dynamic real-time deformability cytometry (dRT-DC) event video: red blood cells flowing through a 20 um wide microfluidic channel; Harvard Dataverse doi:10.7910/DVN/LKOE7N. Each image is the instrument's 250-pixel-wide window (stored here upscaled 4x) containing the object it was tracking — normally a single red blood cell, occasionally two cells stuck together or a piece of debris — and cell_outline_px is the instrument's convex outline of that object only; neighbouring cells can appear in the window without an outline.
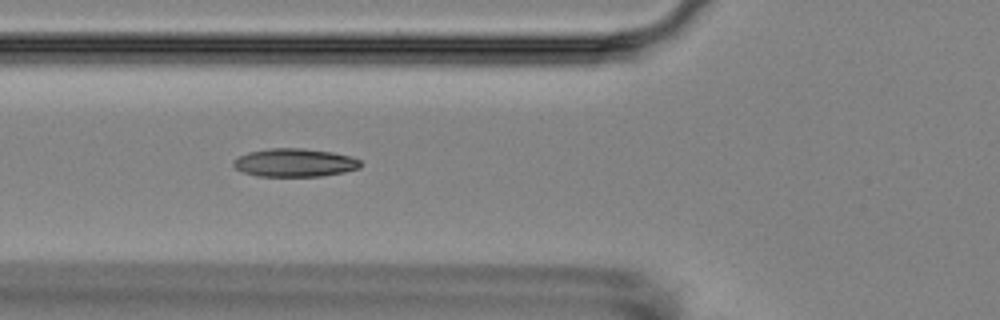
{"species": "Egyptian fruit bat (a non-hibernating species)", "species_latin": "Rousettus aegyptiacus", "temperature_condition": "room temperature", "stored_images_in_passage": 10, "camera_frame_rate_fps": 3000, "um_per_image_px": 0.085, "animal": {"sex": "female"}, "frame": {"image": 1, "passage_image": 5, "time_ms": 4.333, "image_size_px": [1000, 320], "cell_outline_px": [[360, 168], [344, 172], [320, 176], [256, 176], [244, 172], [236, 168], [232, 164], [232, 160], [248, 152], [268, 148], [304, 148], [332, 152], [352, 156], [360, 160]], "centroid_in_image_um": [25.04, 13.82], "position_along_channel_um": 100.8, "area_um2": 20.98}}
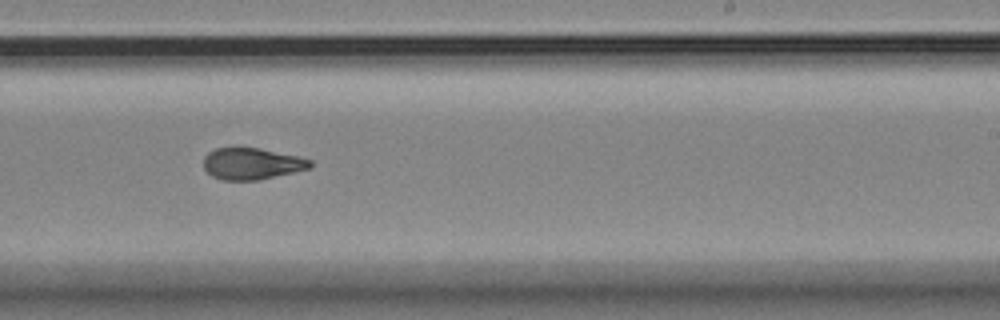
{"frame": {"image": 2, "passage_image": 9, "time_ms": 9.0, "image_size_px": [1000, 320], "cell_outline_px": [[312, 168], [260, 180], [224, 180], [212, 176], [204, 168], [204, 156], [208, 152], [216, 148], [260, 148], [296, 156], [312, 160]], "centroid_in_image_um": [21.42, 13.92], "position_along_channel_um": 267.6, "area_um2": 19.59}}
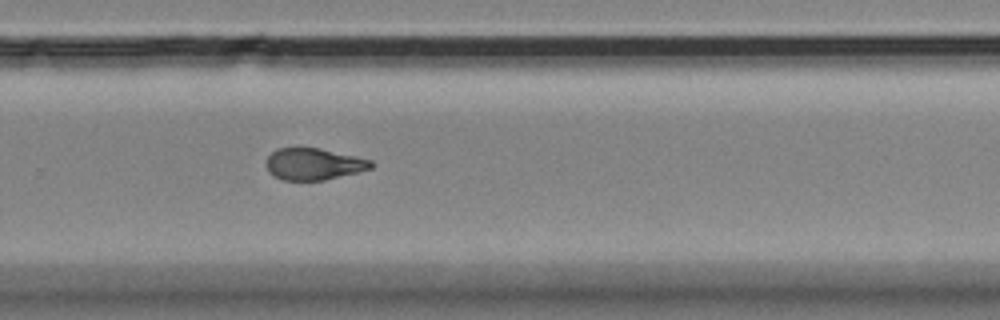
{"frame": {"image": 3, "passage_image": 10, "time_ms": 10.0, "image_size_px": [1000, 320], "cell_outline_px": [[372, 168], [324, 180], [284, 180], [268, 172], [264, 164], [264, 160], [276, 148], [296, 144], [300, 144], [320, 148], [372, 160]], "centroid_in_image_um": [26.56, 13.88], "position_along_channel_um": 303.2, "area_um2": 20.0}}